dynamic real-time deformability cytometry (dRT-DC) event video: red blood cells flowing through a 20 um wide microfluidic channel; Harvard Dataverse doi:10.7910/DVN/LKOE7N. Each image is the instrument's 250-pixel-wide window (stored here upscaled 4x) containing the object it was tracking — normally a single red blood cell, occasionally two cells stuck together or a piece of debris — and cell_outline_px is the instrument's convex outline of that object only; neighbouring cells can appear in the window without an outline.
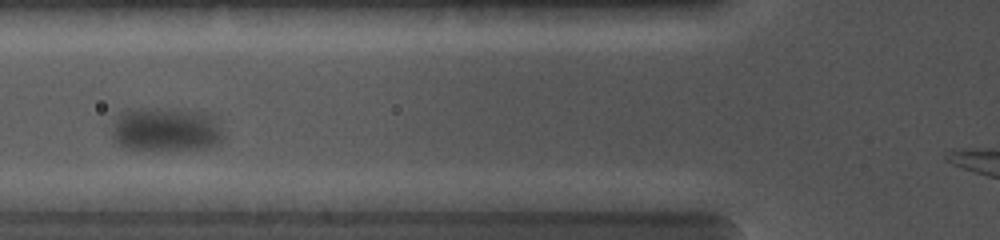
{"species": "common noctule bat (a hibernating species)", "species_latin": "Nyctalus noctula", "temperature_condition": "cold", "stored_images_in_passage": 18, "camera_frame_rate_fps": 5000, "um_per_image_px": 0.085, "animal": {"sex": "female", "body_mass_g": 19.0, "forearm_length_mm": 56.7}, "frame": {"image": 1, "passage_image": 10, "time_ms": 4.8, "image_size_px": [1000, 240], "cell_outline_px": [[224, 136], [216, 144], [208, 148], [128, 148], [120, 144], [112, 136], [112, 128], [120, 112], [128, 108], [176, 108], [196, 112], [208, 116], [220, 128]], "centroid_in_image_um": [14.04, 10.96], "position_along_channel_um": 111.8, "area_um2": 27.69}}
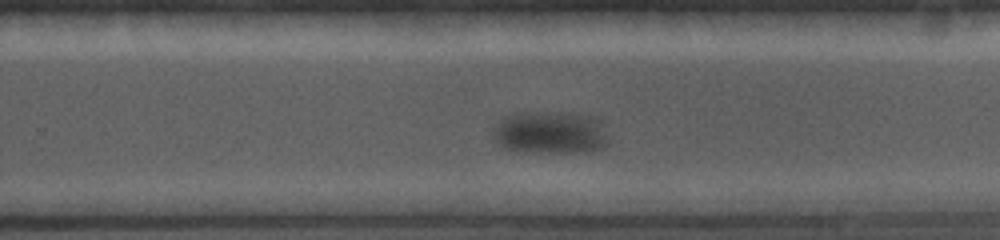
{"frame": {"image": 2, "passage_image": 18, "time_ms": 9.8, "image_size_px": [1000, 240], "cell_outline_px": [[604, 144], [600, 148], [576, 152], [540, 152], [504, 148], [496, 140], [496, 120], [512, 112], [592, 116], [596, 120], [604, 136]], "centroid_in_image_um": [46.65, 11.27], "position_along_channel_um": 283.2, "area_um2": 26.99}}